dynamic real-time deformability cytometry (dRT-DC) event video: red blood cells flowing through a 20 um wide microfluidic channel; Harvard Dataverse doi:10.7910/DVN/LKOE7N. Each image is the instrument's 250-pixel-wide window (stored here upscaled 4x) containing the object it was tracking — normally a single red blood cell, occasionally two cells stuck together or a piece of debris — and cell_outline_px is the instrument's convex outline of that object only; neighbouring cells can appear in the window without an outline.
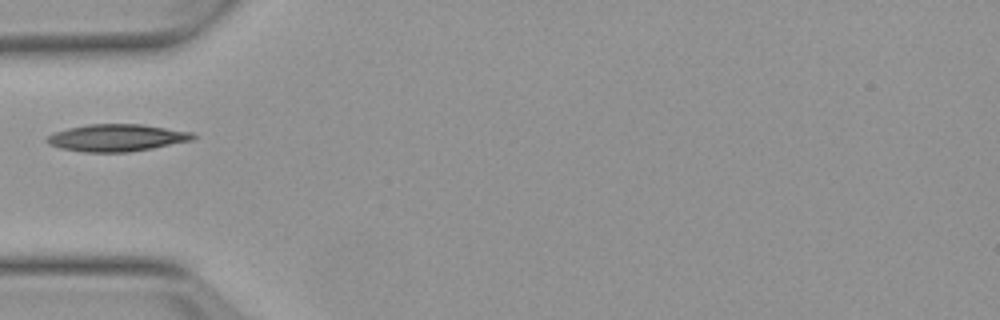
{"species": "Egyptian fruit bat (a non-hibernating species)", "species_latin": "Rousettus aegyptiacus", "temperature_condition": "warm", "stored_images_in_passage": 26, "camera_frame_rate_fps": 3000, "um_per_image_px": 0.085, "animal": {"sex": "female"}, "frame": {"image": 1, "passage_image": 1, "time_ms": 0.0, "image_size_px": [1000, 320], "cell_outline_px": [[196, 136], [192, 140], [152, 148], [128, 152], [84, 152], [60, 148], [48, 144], [44, 140], [48, 136], [56, 132], [68, 128], [88, 124], [144, 124], [192, 132]], "centroid_in_image_um": [9.91, 11.71], "position_along_channel_um": 75.1, "area_um2": 23.06}}
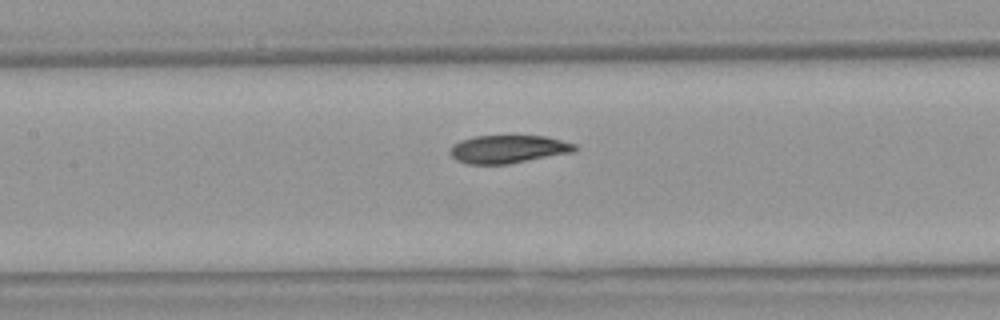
{"frame": {"image": 2, "passage_image": 8, "time_ms": 2.333, "image_size_px": [1000, 320], "cell_outline_px": [[576, 148], [572, 152], [508, 164], [468, 164], [456, 160], [448, 152], [448, 148], [452, 144], [460, 140], [472, 136], [544, 136], [576, 144]], "centroid_in_image_um": [43.11, 12.67], "position_along_channel_um": 164.3, "area_um2": 20.35}}
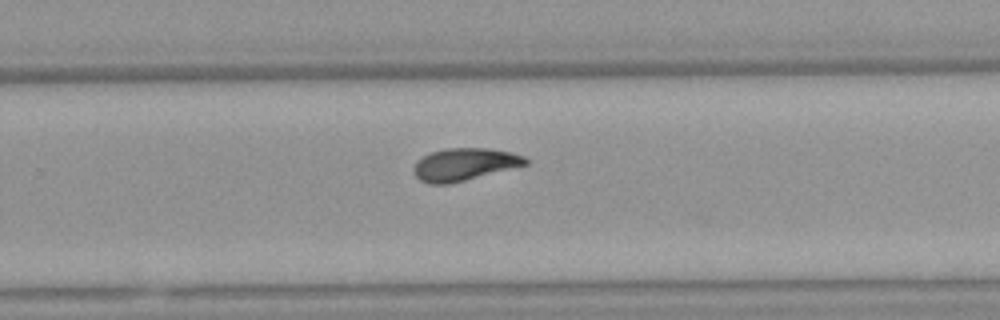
{"frame": {"image": 3, "passage_image": 18, "time_ms": 5.667, "image_size_px": [1000, 320], "cell_outline_px": [[528, 164], [448, 184], [428, 184], [420, 180], [416, 176], [412, 168], [424, 156], [432, 152], [448, 148], [488, 148], [512, 152], [524, 156], [528, 160]], "centroid_in_image_um": [39.48, 13.97], "position_along_channel_um": 290.3, "area_um2": 20.81}}